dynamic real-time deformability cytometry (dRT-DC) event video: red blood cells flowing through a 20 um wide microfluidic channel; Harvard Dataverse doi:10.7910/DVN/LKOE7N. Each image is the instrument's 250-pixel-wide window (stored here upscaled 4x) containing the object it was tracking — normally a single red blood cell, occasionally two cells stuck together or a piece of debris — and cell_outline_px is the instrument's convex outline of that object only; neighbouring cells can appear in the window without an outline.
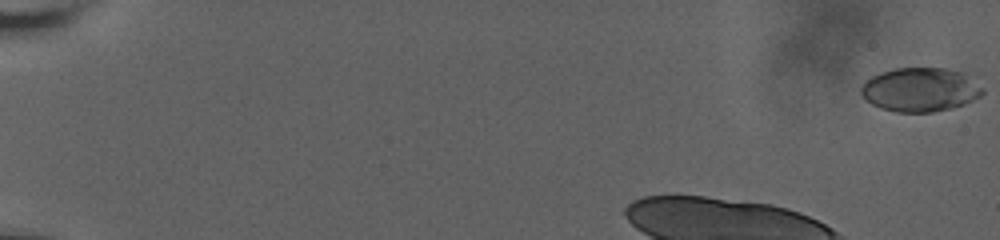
{"species": "human", "species_latin": "Homo sapiens", "temperature_condition": "room temperature", "stored_images_in_passage": 15, "camera_frame_rate_fps": 3000, "um_per_image_px": 0.085, "donor": {"sex": "male"}, "frame": {"image": 1, "passage_image": 1, "time_ms": 0.0, "image_size_px": [1000, 240], "cell_outline_px": [[984, 92], [980, 96], [964, 104], [952, 108], [932, 112], [896, 112], [880, 108], [872, 104], [860, 92], [860, 88], [872, 76], [880, 72], [896, 68], [944, 68], [964, 72], [984, 88]], "centroid_in_image_um": [78.25, 7.62], "position_along_channel_um": 6.8, "area_um2": 31.1}}